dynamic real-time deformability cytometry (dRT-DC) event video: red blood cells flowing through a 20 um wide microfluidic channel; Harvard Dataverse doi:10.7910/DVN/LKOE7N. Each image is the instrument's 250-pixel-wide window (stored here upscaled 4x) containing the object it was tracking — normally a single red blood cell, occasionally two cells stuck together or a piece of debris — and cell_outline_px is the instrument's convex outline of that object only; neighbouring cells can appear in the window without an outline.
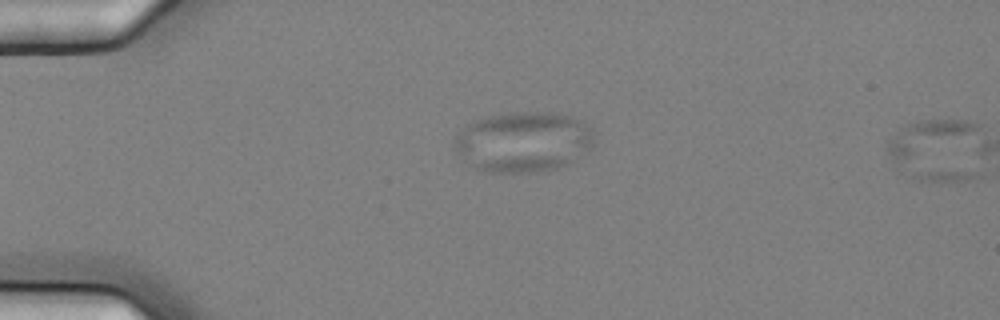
{"species": "common noctule bat (a hibernating species)", "species_latin": "Nyctalus noctula", "temperature_condition": "cold", "stored_images_in_passage": 2, "camera_frame_rate_fps": 3000, "um_per_image_px": 0.085, "animal": {"sex": "female", "body_mass_g": 25.1}, "frame": {"image": 1, "passage_image": 1, "time_ms": 0.0, "image_size_px": [1000, 320], "cell_outline_px": [[592, 148], [568, 164], [560, 168], [536, 172], [480, 172], [456, 152], [452, 148], [452, 140], [460, 128], [464, 124], [488, 116], [508, 112], [556, 112], [572, 116], [580, 120], [592, 132]], "centroid_in_image_um": [44.42, 12.05], "position_along_channel_um": 40.6, "area_um2": 49.71}}